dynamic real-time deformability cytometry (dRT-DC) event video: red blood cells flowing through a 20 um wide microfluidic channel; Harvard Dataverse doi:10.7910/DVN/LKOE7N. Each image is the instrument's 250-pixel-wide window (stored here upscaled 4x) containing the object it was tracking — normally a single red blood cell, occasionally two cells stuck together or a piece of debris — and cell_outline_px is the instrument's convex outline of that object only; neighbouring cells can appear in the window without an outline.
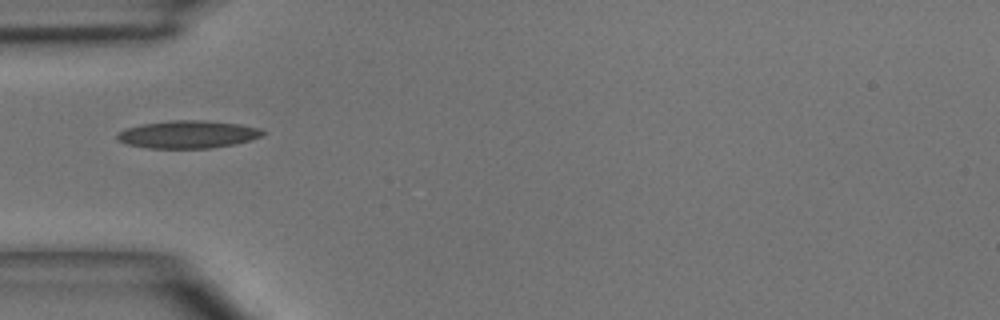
{"species": "common noctule bat (a hibernating species)", "species_latin": "Nyctalus noctula", "temperature_condition": "room temperature", "stored_images_in_passage": 3, "camera_frame_rate_fps": 3000, "um_per_image_px": 0.085, "animal": {"sex": "male", "body_mass_g": 15.6}, "frame": {"image": 1, "passage_image": 2, "time_ms": 1.333, "image_size_px": [1000, 320], "cell_outline_px": [[268, 132], [252, 140], [236, 144], [212, 148], [148, 148], [128, 144], [116, 140], [116, 136], [120, 132], [128, 128], [140, 124], [168, 120], [204, 120], [240, 124], [260, 128]], "centroid_in_image_um": [16.01, 11.42], "position_along_channel_um": 69.0, "area_um2": 23.64}}
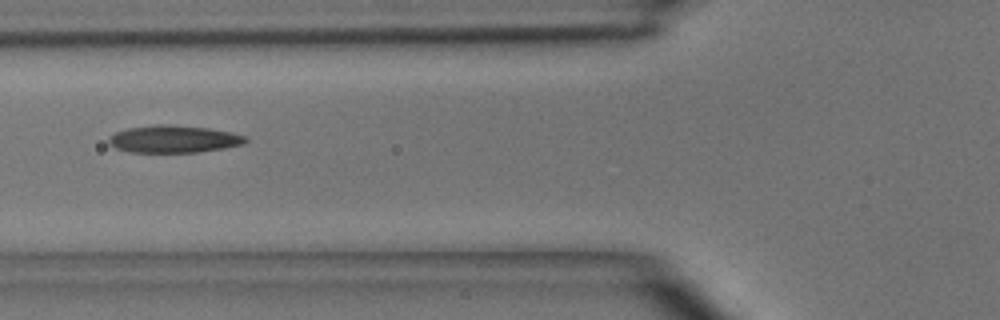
{"frame": {"image": 2, "passage_image": 3, "time_ms": 2.333, "image_size_px": [1000, 320], "cell_outline_px": [[248, 140], [244, 144], [224, 148], [196, 152], [128, 152], [116, 148], [108, 140], [116, 132], [128, 128], [156, 124], [172, 124], [208, 128], [232, 132], [244, 136]], "centroid_in_image_um": [14.79, 11.81], "position_along_channel_um": 111.0, "area_um2": 21.68}}